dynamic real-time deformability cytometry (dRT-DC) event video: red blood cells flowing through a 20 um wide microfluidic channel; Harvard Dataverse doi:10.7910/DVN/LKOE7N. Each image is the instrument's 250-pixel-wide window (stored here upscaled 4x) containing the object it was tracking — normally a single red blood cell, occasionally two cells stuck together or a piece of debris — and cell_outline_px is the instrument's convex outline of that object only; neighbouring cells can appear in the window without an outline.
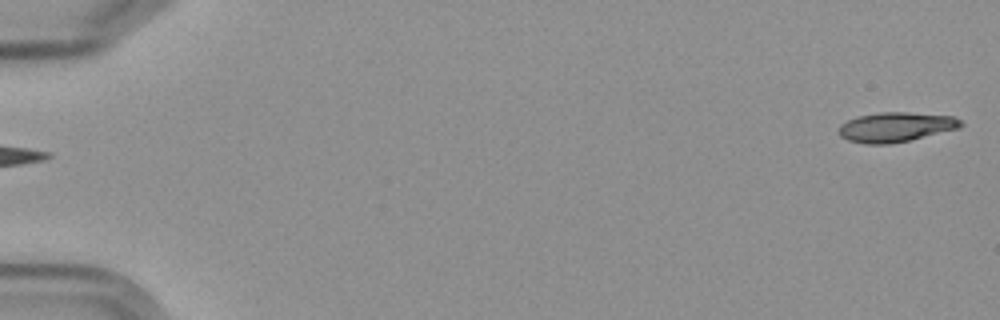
{"species": "Egyptian fruit bat (a non-hibernating species)", "species_latin": "Rousettus aegyptiacus", "temperature_condition": "cold", "stored_images_in_passage": 3, "camera_frame_rate_fps": 3000, "um_per_image_px": 0.085, "frame": {"image": 1, "passage_image": 3, "time_ms": 3.333, "image_size_px": [1000, 320], "cell_outline_px": [[964, 124], [960, 128], [892, 144], [864, 144], [848, 140], [840, 136], [840, 124], [856, 116], [880, 112], [904, 112], [952, 116], [960, 120]], "centroid_in_image_um": [76.13, 10.8], "position_along_channel_um": 8.9, "area_um2": 21.04}}